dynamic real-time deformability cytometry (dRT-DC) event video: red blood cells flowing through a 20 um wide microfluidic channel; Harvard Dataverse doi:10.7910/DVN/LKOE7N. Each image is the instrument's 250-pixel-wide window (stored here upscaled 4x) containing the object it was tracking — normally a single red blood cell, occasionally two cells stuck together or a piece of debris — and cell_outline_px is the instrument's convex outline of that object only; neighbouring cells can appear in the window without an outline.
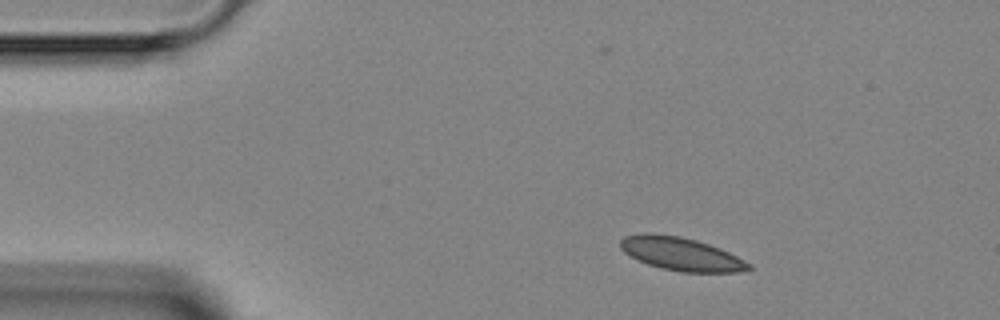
{"species": "Egyptian fruit bat (a non-hibernating species)", "species_latin": "Rousettus aegyptiacus", "temperature_condition": "room temperature", "stored_images_in_passage": 3, "camera_frame_rate_fps": 3000, "um_per_image_px": 0.085, "animal": {"sex": "female"}, "frame": {"image": 1, "passage_image": 1, "time_ms": 0.0, "image_size_px": [1000, 320], "cell_outline_px": [[752, 268], [736, 272], [680, 272], [660, 268], [636, 260], [624, 252], [620, 248], [620, 240], [624, 236], [644, 232], [648, 232], [680, 236], [696, 240], [720, 248], [752, 264]], "centroid_in_image_um": [57.84, 21.58], "position_along_channel_um": 27.2, "area_um2": 24.97}}
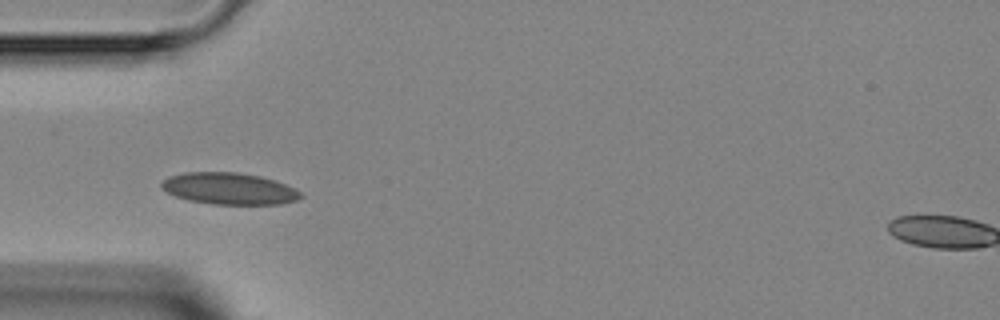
{"frame": {"image": 2, "passage_image": 3, "time_ms": 2.333, "image_size_px": [1000, 320], "cell_outline_px": [[304, 196], [296, 200], [280, 204], [212, 204], [188, 200], [176, 196], [160, 188], [160, 184], [168, 176], [184, 172], [236, 172], [260, 176], [284, 184], [300, 192]], "centroid_in_image_um": [19.44, 16.03], "position_along_channel_um": 65.6, "area_um2": 25.55}}